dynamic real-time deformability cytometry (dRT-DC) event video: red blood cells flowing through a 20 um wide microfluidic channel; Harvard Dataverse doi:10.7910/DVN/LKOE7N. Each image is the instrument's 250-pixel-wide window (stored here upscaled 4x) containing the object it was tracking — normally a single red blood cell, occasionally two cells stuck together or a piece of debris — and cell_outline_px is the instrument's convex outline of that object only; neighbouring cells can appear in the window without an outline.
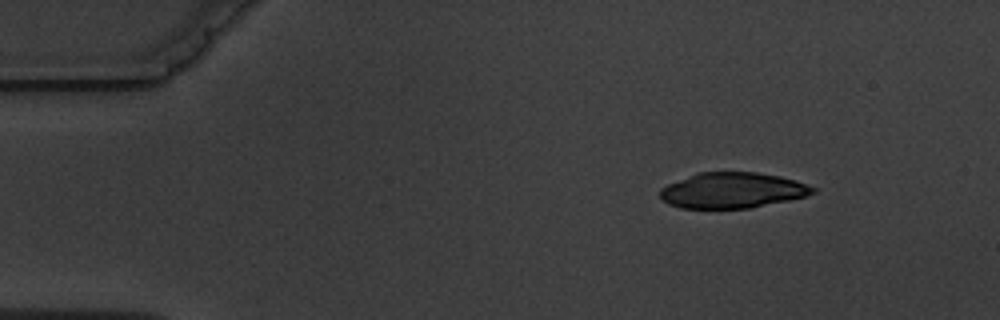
{"species": "common noctule bat (a hibernating species)", "species_latin": "Nyctalus noctula", "temperature_condition": "warm", "stored_images_in_passage": 3, "camera_frame_rate_fps": 3000, "um_per_image_px": 0.085, "animal": {"sex": "male", "body_mass_g": 19.5, "forearm_length_mm": 54.6}, "frame": {"image": 1, "passage_image": 1, "time_ms": 0.0, "image_size_px": [1000, 320], "cell_outline_px": [[816, 192], [804, 196], [788, 200], [748, 208], [680, 208], [668, 204], [660, 196], [660, 188], [668, 184], [696, 172], [756, 172], [780, 176], [796, 180], [816, 188]], "centroid_in_image_um": [62.23, 16.17], "position_along_channel_um": 22.8, "area_um2": 31.62}}